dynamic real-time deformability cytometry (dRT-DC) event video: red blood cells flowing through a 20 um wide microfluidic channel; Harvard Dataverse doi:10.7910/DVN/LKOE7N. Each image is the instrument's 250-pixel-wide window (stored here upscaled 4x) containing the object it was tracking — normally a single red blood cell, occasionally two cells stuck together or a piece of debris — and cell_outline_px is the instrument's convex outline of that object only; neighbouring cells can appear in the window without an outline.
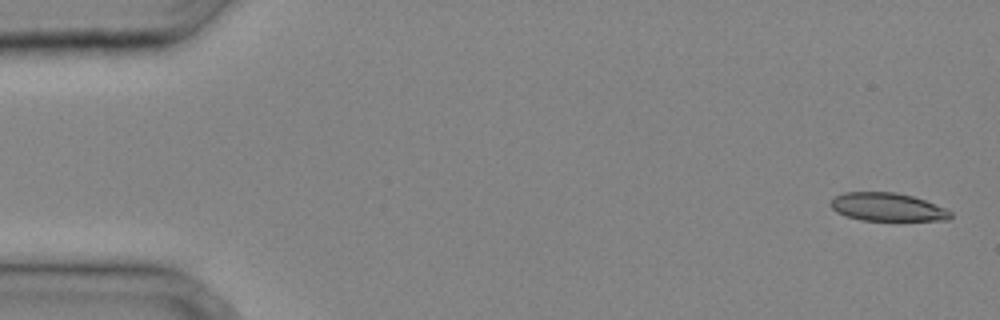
{"species": "common noctule bat (a hibernating species)", "species_latin": "Nyctalus noctula", "temperature_condition": "cold", "stored_images_in_passage": 34, "camera_frame_rate_fps": 3000, "um_per_image_px": 0.085, "animal": {"sex": "male", "body_mass_g": 20.4}, "frame": {"image": 1, "passage_image": 1, "time_ms": 0.0, "image_size_px": [1000, 320], "cell_outline_px": [[952, 216], [948, 220], [860, 220], [844, 216], [836, 212], [828, 204], [836, 196], [844, 192], [896, 192], [912, 196], [924, 200], [944, 208], [952, 212]], "centroid_in_image_um": [75.39, 17.6], "position_along_channel_um": 9.6, "area_um2": 19.65}}
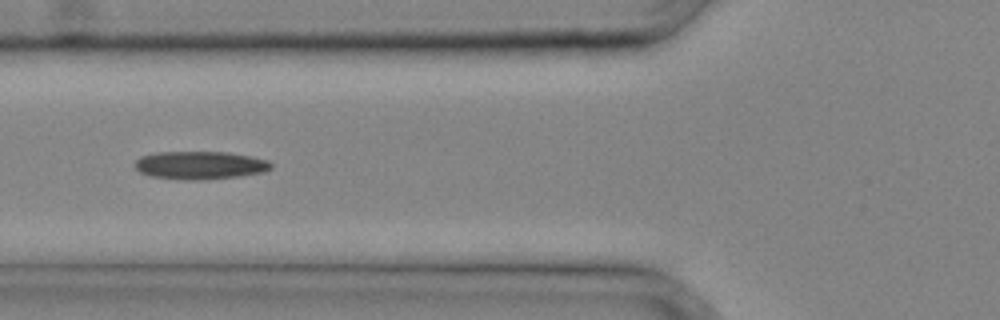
{"frame": {"image": 2, "passage_image": 13, "time_ms": 4.0, "image_size_px": [1000, 320], "cell_outline_px": [[272, 168], [264, 172], [240, 176], [196, 180], [180, 180], [152, 176], [140, 172], [136, 168], [136, 160], [140, 156], [160, 152], [228, 152], [252, 156], [268, 160], [272, 164]], "centroid_in_image_um": [17.04, 14.04], "position_along_channel_um": 108.8, "area_um2": 22.25}}
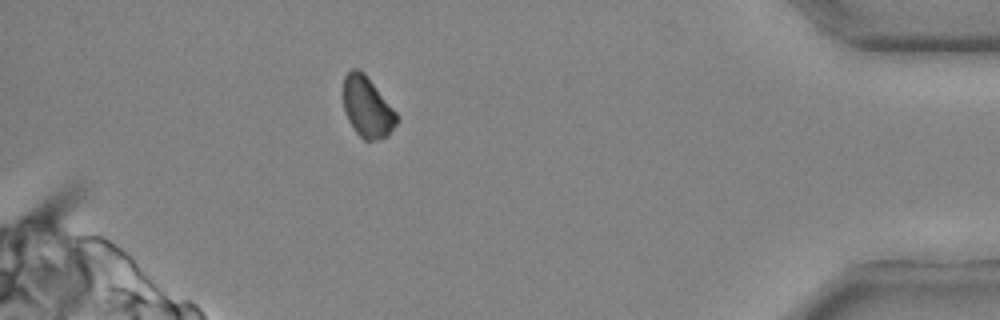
{"frame": {"image": 3, "passage_image": 31, "time_ms": 10.0, "image_size_px": [1000, 320], "cell_outline_px": [[400, 120], [388, 136], [376, 140], [364, 140], [356, 132], [348, 120], [344, 112], [344, 76], [352, 68], [356, 68], [364, 72], [400, 116]], "centroid_in_image_um": [31.25, 9.12], "position_along_channel_um": 404.0, "area_um2": 19.07}}